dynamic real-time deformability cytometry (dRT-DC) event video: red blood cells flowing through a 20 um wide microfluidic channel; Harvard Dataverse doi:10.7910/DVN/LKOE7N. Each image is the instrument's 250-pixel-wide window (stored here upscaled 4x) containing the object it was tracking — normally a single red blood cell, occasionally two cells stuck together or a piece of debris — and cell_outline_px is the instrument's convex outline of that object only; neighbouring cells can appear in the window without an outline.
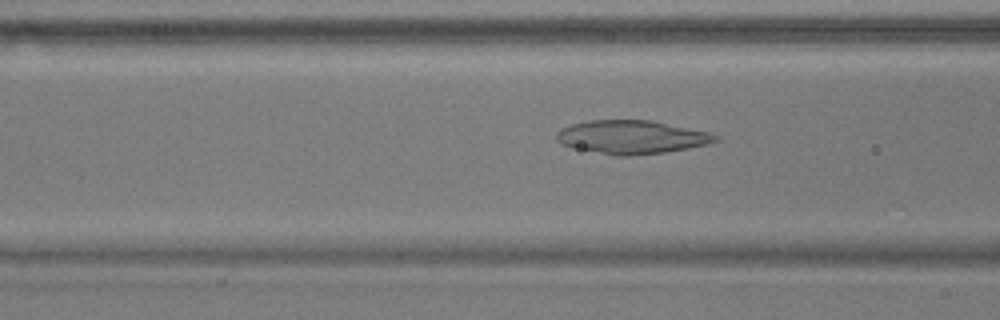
{"species": "common noctule bat (a hibernating species)", "species_latin": "Nyctalus noctula", "temperature_condition": "warm", "stored_images_in_passage": 49, "camera_frame_rate_fps": 3000, "um_per_image_px": 0.085, "animal": {"sex": "male", "body_mass_g": 17.9}, "frame": {"image": 1, "passage_image": 20, "time_ms": 6.333, "image_size_px": [1000, 320], "cell_outline_px": [[716, 140], [708, 144], [688, 148], [664, 152], [628, 156], [616, 156], [572, 148], [556, 140], [556, 136], [560, 128], [572, 124], [588, 120], [652, 120], [708, 132], [716, 136]], "centroid_in_image_um": [53.64, 11.65], "position_along_channel_um": 113.0, "area_um2": 30.81}}
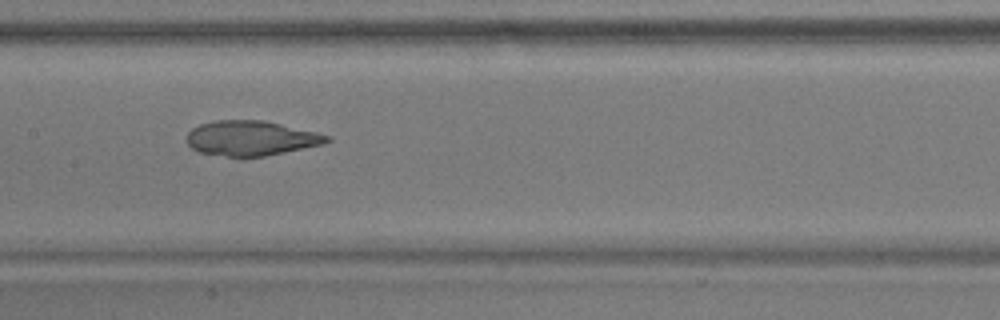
{"frame": {"image": 2, "passage_image": 26, "time_ms": 8.333, "image_size_px": [1000, 320], "cell_outline_px": [[332, 140], [324, 144], [264, 156], [228, 156], [200, 152], [192, 148], [188, 144], [188, 132], [192, 128], [200, 124], [216, 120], [264, 120], [316, 132], [332, 136]], "centroid_in_image_um": [21.37, 11.73], "position_along_channel_um": 186.0, "area_um2": 28.26}}
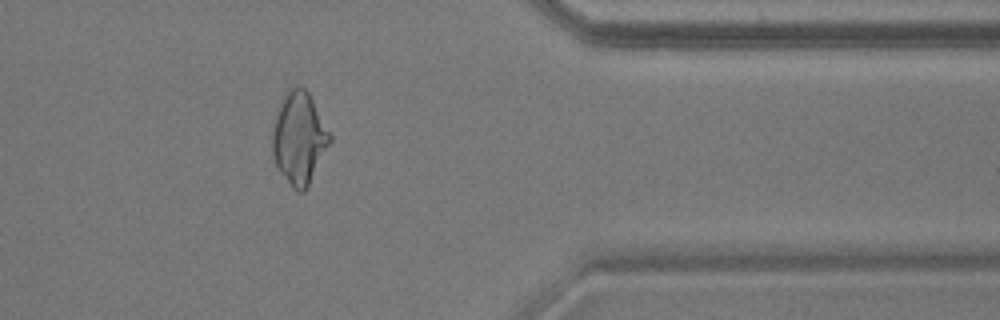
{"frame": {"image": 3, "passage_image": 44, "time_ms": 14.333, "image_size_px": [1000, 320], "cell_outline_px": [[332, 140], [308, 188], [304, 192], [300, 192], [292, 188], [280, 172], [272, 156], [272, 132], [276, 108], [284, 92], [288, 88], [296, 84], [300, 84], [308, 92], [332, 136]], "centroid_in_image_um": [25.41, 11.72], "position_along_channel_um": 386.0, "area_um2": 31.44}}